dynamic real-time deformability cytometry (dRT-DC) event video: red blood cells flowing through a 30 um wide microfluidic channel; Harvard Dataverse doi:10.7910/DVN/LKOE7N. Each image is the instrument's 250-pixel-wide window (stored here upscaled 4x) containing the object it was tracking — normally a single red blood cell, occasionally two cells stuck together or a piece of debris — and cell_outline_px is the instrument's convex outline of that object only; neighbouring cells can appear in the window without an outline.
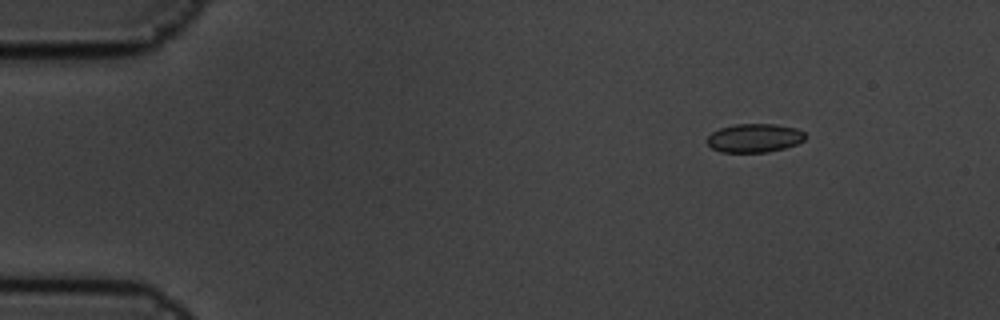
{"species": "common noctule bat (a hibernating species)", "species_latin": "Nyctalus noctula", "temperature_condition": "cold", "stored_images_in_passage": 5, "camera_frame_rate_fps": 3000, "um_per_image_px": 0.085, "animal": {"sex": "male", "body_mass_g": 19.5, "forearm_length_mm": 54.6}, "frame": {"image": 1, "passage_image": 2, "time_ms": 0.333, "image_size_px": [1000, 320], "cell_outline_px": [[808, 136], [804, 140], [796, 144], [784, 148], [768, 152], [720, 152], [712, 148], [704, 140], [712, 132], [720, 128], [736, 124], [776, 124], [796, 128], [804, 132]], "centroid_in_image_um": [64.12, 11.73], "position_along_channel_um": 20.9, "area_um2": 16.53}}
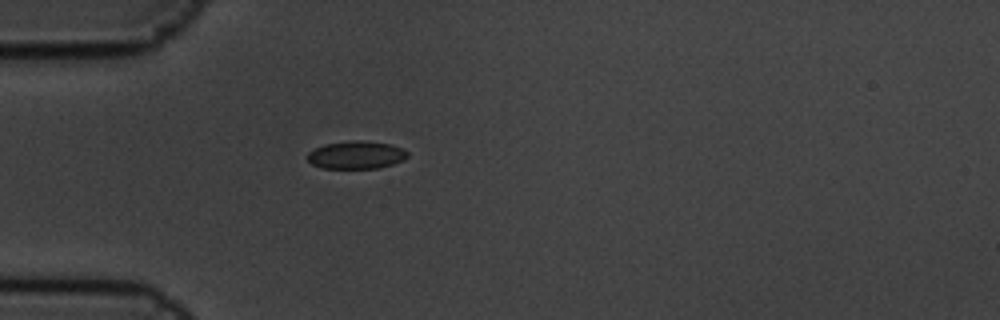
{"frame": {"image": 2, "passage_image": 5, "time_ms": 1.333, "image_size_px": [1000, 320], "cell_outline_px": [[408, 156], [404, 160], [392, 164], [376, 168], [320, 168], [312, 164], [308, 160], [308, 152], [324, 144], [352, 140], [360, 140], [392, 144], [404, 148], [408, 152]], "centroid_in_image_um": [30.3, 13.16], "position_along_channel_um": 54.7, "area_um2": 16.3}}